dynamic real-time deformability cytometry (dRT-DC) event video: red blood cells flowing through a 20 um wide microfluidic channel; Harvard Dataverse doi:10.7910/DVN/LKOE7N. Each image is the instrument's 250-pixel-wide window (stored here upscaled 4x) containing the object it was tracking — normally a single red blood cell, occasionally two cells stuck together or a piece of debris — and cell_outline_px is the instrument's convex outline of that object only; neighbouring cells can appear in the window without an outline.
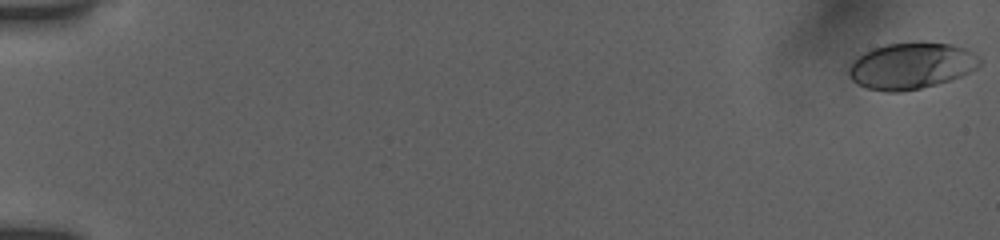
{"species": "human", "species_latin": "Homo sapiens", "temperature_condition": "room temperature", "stored_images_in_passage": 55, "camera_frame_rate_fps": 3000, "um_per_image_px": 0.085, "donor": {"sex": "female"}, "frame": {"image": 1, "passage_image": 1, "time_ms": 0.0, "image_size_px": [1000, 240], "cell_outline_px": [[980, 64], [976, 68], [960, 76], [936, 84], [920, 88], [900, 92], [888, 92], [868, 88], [852, 80], [848, 76], [848, 68], [864, 52], [872, 48], [884, 44], [920, 40], [948, 44], [964, 48], [972, 52], [980, 60]], "centroid_in_image_um": [77.43, 5.57], "position_along_channel_um": 7.6, "area_um2": 35.32}}
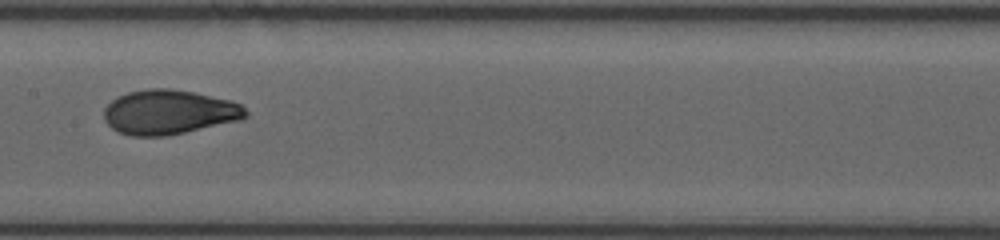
{"frame": {"image": 2, "passage_image": 30, "time_ms": 9.667, "image_size_px": [1000, 240], "cell_outline_px": [[248, 116], [240, 120], [168, 136], [132, 136], [120, 132], [112, 128], [104, 120], [104, 108], [112, 100], [128, 92], [148, 88], [168, 88], [192, 92], [232, 100], [240, 104], [248, 112]], "centroid_in_image_um": [14.37, 9.53], "position_along_channel_um": 193.0, "area_um2": 36.76}}
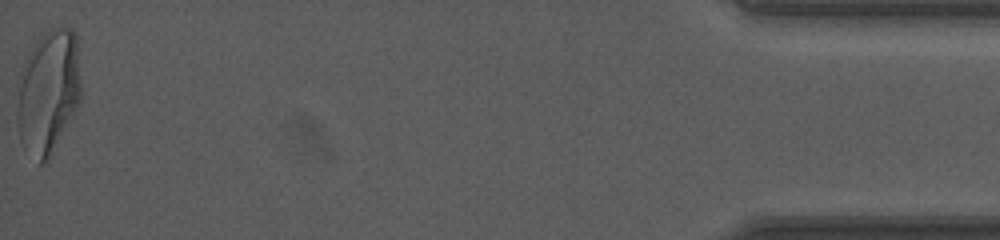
{"frame": {"image": 3, "passage_image": 55, "time_ms": 18.0, "image_size_px": [1000, 240], "cell_outline_px": [[80, 100], [76, 108], [48, 160], [40, 164], [36, 164], [20, 140], [16, 120], [20, 72], [28, 52], [40, 36], [44, 32], [52, 28], [68, 28], [76, 32], [80, 80]], "centroid_in_image_um": [4.08, 7.81], "position_along_channel_um": 431.1, "area_um2": 46.07}, "authors_computed_cell_mechanics": {"area_um2": 35.7204, "velocity_mm_per_s": 3.8808, "shape_relaxation_time_tau1_ms": 4.7436, "shape_relaxation_time_tau2_ms": 0.7959, "deformation_change_tau1": 0.1704, "deformation_change_tau2": 0.0512}}